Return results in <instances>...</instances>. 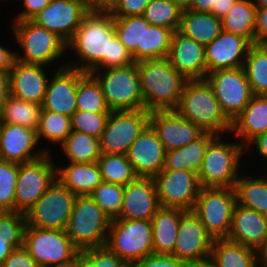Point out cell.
<instances>
[{
	"instance_id": "33",
	"label": "cell",
	"mask_w": 267,
	"mask_h": 267,
	"mask_svg": "<svg viewBox=\"0 0 267 267\" xmlns=\"http://www.w3.org/2000/svg\"><path fill=\"white\" fill-rule=\"evenodd\" d=\"M256 8L254 0H238L222 18V31L242 36L255 44Z\"/></svg>"
},
{
	"instance_id": "48",
	"label": "cell",
	"mask_w": 267,
	"mask_h": 267,
	"mask_svg": "<svg viewBox=\"0 0 267 267\" xmlns=\"http://www.w3.org/2000/svg\"><path fill=\"white\" fill-rule=\"evenodd\" d=\"M97 267H130V264L113 253L106 245L82 250Z\"/></svg>"
},
{
	"instance_id": "51",
	"label": "cell",
	"mask_w": 267,
	"mask_h": 267,
	"mask_svg": "<svg viewBox=\"0 0 267 267\" xmlns=\"http://www.w3.org/2000/svg\"><path fill=\"white\" fill-rule=\"evenodd\" d=\"M1 267H41L24 246L14 248Z\"/></svg>"
},
{
	"instance_id": "43",
	"label": "cell",
	"mask_w": 267,
	"mask_h": 267,
	"mask_svg": "<svg viewBox=\"0 0 267 267\" xmlns=\"http://www.w3.org/2000/svg\"><path fill=\"white\" fill-rule=\"evenodd\" d=\"M182 9L169 0H151L143 17L151 24L166 27L173 32L179 29Z\"/></svg>"
},
{
	"instance_id": "67",
	"label": "cell",
	"mask_w": 267,
	"mask_h": 267,
	"mask_svg": "<svg viewBox=\"0 0 267 267\" xmlns=\"http://www.w3.org/2000/svg\"><path fill=\"white\" fill-rule=\"evenodd\" d=\"M259 266H260V267H267V265H263V264H260Z\"/></svg>"
},
{
	"instance_id": "57",
	"label": "cell",
	"mask_w": 267,
	"mask_h": 267,
	"mask_svg": "<svg viewBox=\"0 0 267 267\" xmlns=\"http://www.w3.org/2000/svg\"><path fill=\"white\" fill-rule=\"evenodd\" d=\"M10 94L9 72H0V111Z\"/></svg>"
},
{
	"instance_id": "62",
	"label": "cell",
	"mask_w": 267,
	"mask_h": 267,
	"mask_svg": "<svg viewBox=\"0 0 267 267\" xmlns=\"http://www.w3.org/2000/svg\"><path fill=\"white\" fill-rule=\"evenodd\" d=\"M258 259L260 264L267 265V236L262 247L258 250Z\"/></svg>"
},
{
	"instance_id": "14",
	"label": "cell",
	"mask_w": 267,
	"mask_h": 267,
	"mask_svg": "<svg viewBox=\"0 0 267 267\" xmlns=\"http://www.w3.org/2000/svg\"><path fill=\"white\" fill-rule=\"evenodd\" d=\"M51 154L19 164V174L15 191V212H26L46 192L56 179V166Z\"/></svg>"
},
{
	"instance_id": "29",
	"label": "cell",
	"mask_w": 267,
	"mask_h": 267,
	"mask_svg": "<svg viewBox=\"0 0 267 267\" xmlns=\"http://www.w3.org/2000/svg\"><path fill=\"white\" fill-rule=\"evenodd\" d=\"M56 178L73 194L90 195L103 181L99 165L92 163H72L56 169Z\"/></svg>"
},
{
	"instance_id": "22",
	"label": "cell",
	"mask_w": 267,
	"mask_h": 267,
	"mask_svg": "<svg viewBox=\"0 0 267 267\" xmlns=\"http://www.w3.org/2000/svg\"><path fill=\"white\" fill-rule=\"evenodd\" d=\"M60 67L49 80L42 103L43 110L72 117L77 110L76 89L79 79L86 73L70 67Z\"/></svg>"
},
{
	"instance_id": "46",
	"label": "cell",
	"mask_w": 267,
	"mask_h": 267,
	"mask_svg": "<svg viewBox=\"0 0 267 267\" xmlns=\"http://www.w3.org/2000/svg\"><path fill=\"white\" fill-rule=\"evenodd\" d=\"M110 113L76 110L72 117V130L100 138Z\"/></svg>"
},
{
	"instance_id": "2",
	"label": "cell",
	"mask_w": 267,
	"mask_h": 267,
	"mask_svg": "<svg viewBox=\"0 0 267 267\" xmlns=\"http://www.w3.org/2000/svg\"><path fill=\"white\" fill-rule=\"evenodd\" d=\"M140 87L147 111L175 110L185 79L168 58L137 61Z\"/></svg>"
},
{
	"instance_id": "16",
	"label": "cell",
	"mask_w": 267,
	"mask_h": 267,
	"mask_svg": "<svg viewBox=\"0 0 267 267\" xmlns=\"http://www.w3.org/2000/svg\"><path fill=\"white\" fill-rule=\"evenodd\" d=\"M153 179L161 207L193 211L201 189L197 173L162 169Z\"/></svg>"
},
{
	"instance_id": "6",
	"label": "cell",
	"mask_w": 267,
	"mask_h": 267,
	"mask_svg": "<svg viewBox=\"0 0 267 267\" xmlns=\"http://www.w3.org/2000/svg\"><path fill=\"white\" fill-rule=\"evenodd\" d=\"M90 73L99 82L111 111L144 108L137 62L126 67L95 70Z\"/></svg>"
},
{
	"instance_id": "27",
	"label": "cell",
	"mask_w": 267,
	"mask_h": 267,
	"mask_svg": "<svg viewBox=\"0 0 267 267\" xmlns=\"http://www.w3.org/2000/svg\"><path fill=\"white\" fill-rule=\"evenodd\" d=\"M236 137L245 147L256 136L267 131V95H253L242 113L232 122ZM248 143V144H246Z\"/></svg>"
},
{
	"instance_id": "3",
	"label": "cell",
	"mask_w": 267,
	"mask_h": 267,
	"mask_svg": "<svg viewBox=\"0 0 267 267\" xmlns=\"http://www.w3.org/2000/svg\"><path fill=\"white\" fill-rule=\"evenodd\" d=\"M175 110L204 132L218 136L226 131L232 133V123L224 115L206 79L186 80Z\"/></svg>"
},
{
	"instance_id": "64",
	"label": "cell",
	"mask_w": 267,
	"mask_h": 267,
	"mask_svg": "<svg viewBox=\"0 0 267 267\" xmlns=\"http://www.w3.org/2000/svg\"><path fill=\"white\" fill-rule=\"evenodd\" d=\"M256 7H267V0H254Z\"/></svg>"
},
{
	"instance_id": "34",
	"label": "cell",
	"mask_w": 267,
	"mask_h": 267,
	"mask_svg": "<svg viewBox=\"0 0 267 267\" xmlns=\"http://www.w3.org/2000/svg\"><path fill=\"white\" fill-rule=\"evenodd\" d=\"M42 110V104L27 102L9 94L0 111V120L37 130Z\"/></svg>"
},
{
	"instance_id": "18",
	"label": "cell",
	"mask_w": 267,
	"mask_h": 267,
	"mask_svg": "<svg viewBox=\"0 0 267 267\" xmlns=\"http://www.w3.org/2000/svg\"><path fill=\"white\" fill-rule=\"evenodd\" d=\"M149 124L156 131L166 151L183 147L204 133L176 110L152 111Z\"/></svg>"
},
{
	"instance_id": "24",
	"label": "cell",
	"mask_w": 267,
	"mask_h": 267,
	"mask_svg": "<svg viewBox=\"0 0 267 267\" xmlns=\"http://www.w3.org/2000/svg\"><path fill=\"white\" fill-rule=\"evenodd\" d=\"M251 45L242 36L222 31L205 46L207 74L218 69L243 67Z\"/></svg>"
},
{
	"instance_id": "56",
	"label": "cell",
	"mask_w": 267,
	"mask_h": 267,
	"mask_svg": "<svg viewBox=\"0 0 267 267\" xmlns=\"http://www.w3.org/2000/svg\"><path fill=\"white\" fill-rule=\"evenodd\" d=\"M216 1L217 0H192L189 10L213 14V7H216Z\"/></svg>"
},
{
	"instance_id": "12",
	"label": "cell",
	"mask_w": 267,
	"mask_h": 267,
	"mask_svg": "<svg viewBox=\"0 0 267 267\" xmlns=\"http://www.w3.org/2000/svg\"><path fill=\"white\" fill-rule=\"evenodd\" d=\"M150 111H111L99 142L103 154H127L132 143L149 124Z\"/></svg>"
},
{
	"instance_id": "39",
	"label": "cell",
	"mask_w": 267,
	"mask_h": 267,
	"mask_svg": "<svg viewBox=\"0 0 267 267\" xmlns=\"http://www.w3.org/2000/svg\"><path fill=\"white\" fill-rule=\"evenodd\" d=\"M173 31L151 25L143 17L142 60L168 57Z\"/></svg>"
},
{
	"instance_id": "66",
	"label": "cell",
	"mask_w": 267,
	"mask_h": 267,
	"mask_svg": "<svg viewBox=\"0 0 267 267\" xmlns=\"http://www.w3.org/2000/svg\"><path fill=\"white\" fill-rule=\"evenodd\" d=\"M261 43L267 48V37Z\"/></svg>"
},
{
	"instance_id": "49",
	"label": "cell",
	"mask_w": 267,
	"mask_h": 267,
	"mask_svg": "<svg viewBox=\"0 0 267 267\" xmlns=\"http://www.w3.org/2000/svg\"><path fill=\"white\" fill-rule=\"evenodd\" d=\"M151 0H116L108 10L113 17L141 16Z\"/></svg>"
},
{
	"instance_id": "58",
	"label": "cell",
	"mask_w": 267,
	"mask_h": 267,
	"mask_svg": "<svg viewBox=\"0 0 267 267\" xmlns=\"http://www.w3.org/2000/svg\"><path fill=\"white\" fill-rule=\"evenodd\" d=\"M237 1L238 0H217L216 7H213V15L222 19Z\"/></svg>"
},
{
	"instance_id": "5",
	"label": "cell",
	"mask_w": 267,
	"mask_h": 267,
	"mask_svg": "<svg viewBox=\"0 0 267 267\" xmlns=\"http://www.w3.org/2000/svg\"><path fill=\"white\" fill-rule=\"evenodd\" d=\"M219 138L216 135L205 151L198 173L199 183L203 188H232L239 178L240 159L247 149L241 142H222Z\"/></svg>"
},
{
	"instance_id": "1",
	"label": "cell",
	"mask_w": 267,
	"mask_h": 267,
	"mask_svg": "<svg viewBox=\"0 0 267 267\" xmlns=\"http://www.w3.org/2000/svg\"><path fill=\"white\" fill-rule=\"evenodd\" d=\"M66 49L75 51L81 61L79 66L72 63L67 67L88 73L135 63L117 38L114 17L108 10H91L66 44Z\"/></svg>"
},
{
	"instance_id": "47",
	"label": "cell",
	"mask_w": 267,
	"mask_h": 267,
	"mask_svg": "<svg viewBox=\"0 0 267 267\" xmlns=\"http://www.w3.org/2000/svg\"><path fill=\"white\" fill-rule=\"evenodd\" d=\"M26 216L15 211H0V239H24Z\"/></svg>"
},
{
	"instance_id": "9",
	"label": "cell",
	"mask_w": 267,
	"mask_h": 267,
	"mask_svg": "<svg viewBox=\"0 0 267 267\" xmlns=\"http://www.w3.org/2000/svg\"><path fill=\"white\" fill-rule=\"evenodd\" d=\"M12 30L24 53L23 57L15 55L20 62L46 66L62 57L67 50L60 37L31 20L16 21Z\"/></svg>"
},
{
	"instance_id": "35",
	"label": "cell",
	"mask_w": 267,
	"mask_h": 267,
	"mask_svg": "<svg viewBox=\"0 0 267 267\" xmlns=\"http://www.w3.org/2000/svg\"><path fill=\"white\" fill-rule=\"evenodd\" d=\"M243 69L253 95H267V48L262 43L250 46Z\"/></svg>"
},
{
	"instance_id": "38",
	"label": "cell",
	"mask_w": 267,
	"mask_h": 267,
	"mask_svg": "<svg viewBox=\"0 0 267 267\" xmlns=\"http://www.w3.org/2000/svg\"><path fill=\"white\" fill-rule=\"evenodd\" d=\"M115 34L135 62L142 60L143 16L114 17Z\"/></svg>"
},
{
	"instance_id": "59",
	"label": "cell",
	"mask_w": 267,
	"mask_h": 267,
	"mask_svg": "<svg viewBox=\"0 0 267 267\" xmlns=\"http://www.w3.org/2000/svg\"><path fill=\"white\" fill-rule=\"evenodd\" d=\"M253 143L256 145L260 157H263L267 160V131L256 136L249 142V145Z\"/></svg>"
},
{
	"instance_id": "25",
	"label": "cell",
	"mask_w": 267,
	"mask_h": 267,
	"mask_svg": "<svg viewBox=\"0 0 267 267\" xmlns=\"http://www.w3.org/2000/svg\"><path fill=\"white\" fill-rule=\"evenodd\" d=\"M43 66L15 59L9 71L10 94L27 102L42 104L49 82Z\"/></svg>"
},
{
	"instance_id": "42",
	"label": "cell",
	"mask_w": 267,
	"mask_h": 267,
	"mask_svg": "<svg viewBox=\"0 0 267 267\" xmlns=\"http://www.w3.org/2000/svg\"><path fill=\"white\" fill-rule=\"evenodd\" d=\"M36 131L38 141L43 137L62 145L72 132L71 117L58 112L42 110Z\"/></svg>"
},
{
	"instance_id": "37",
	"label": "cell",
	"mask_w": 267,
	"mask_h": 267,
	"mask_svg": "<svg viewBox=\"0 0 267 267\" xmlns=\"http://www.w3.org/2000/svg\"><path fill=\"white\" fill-rule=\"evenodd\" d=\"M234 188L238 204L267 216L266 178L239 177Z\"/></svg>"
},
{
	"instance_id": "23",
	"label": "cell",
	"mask_w": 267,
	"mask_h": 267,
	"mask_svg": "<svg viewBox=\"0 0 267 267\" xmlns=\"http://www.w3.org/2000/svg\"><path fill=\"white\" fill-rule=\"evenodd\" d=\"M168 60L187 80L207 76L205 46L176 30L171 39Z\"/></svg>"
},
{
	"instance_id": "50",
	"label": "cell",
	"mask_w": 267,
	"mask_h": 267,
	"mask_svg": "<svg viewBox=\"0 0 267 267\" xmlns=\"http://www.w3.org/2000/svg\"><path fill=\"white\" fill-rule=\"evenodd\" d=\"M130 267H188L183 261L169 254H150L130 263Z\"/></svg>"
},
{
	"instance_id": "41",
	"label": "cell",
	"mask_w": 267,
	"mask_h": 267,
	"mask_svg": "<svg viewBox=\"0 0 267 267\" xmlns=\"http://www.w3.org/2000/svg\"><path fill=\"white\" fill-rule=\"evenodd\" d=\"M97 163L104 182L126 186L138 177L125 154L101 153Z\"/></svg>"
},
{
	"instance_id": "54",
	"label": "cell",
	"mask_w": 267,
	"mask_h": 267,
	"mask_svg": "<svg viewBox=\"0 0 267 267\" xmlns=\"http://www.w3.org/2000/svg\"><path fill=\"white\" fill-rule=\"evenodd\" d=\"M24 239H0V267L14 248L23 246Z\"/></svg>"
},
{
	"instance_id": "55",
	"label": "cell",
	"mask_w": 267,
	"mask_h": 267,
	"mask_svg": "<svg viewBox=\"0 0 267 267\" xmlns=\"http://www.w3.org/2000/svg\"><path fill=\"white\" fill-rule=\"evenodd\" d=\"M15 60V54L0 45V72H9Z\"/></svg>"
},
{
	"instance_id": "20",
	"label": "cell",
	"mask_w": 267,
	"mask_h": 267,
	"mask_svg": "<svg viewBox=\"0 0 267 267\" xmlns=\"http://www.w3.org/2000/svg\"><path fill=\"white\" fill-rule=\"evenodd\" d=\"M126 155L138 177L154 178L164 168L166 150L156 131L148 124Z\"/></svg>"
},
{
	"instance_id": "53",
	"label": "cell",
	"mask_w": 267,
	"mask_h": 267,
	"mask_svg": "<svg viewBox=\"0 0 267 267\" xmlns=\"http://www.w3.org/2000/svg\"><path fill=\"white\" fill-rule=\"evenodd\" d=\"M255 44L261 43L267 37V7L256 8Z\"/></svg>"
},
{
	"instance_id": "44",
	"label": "cell",
	"mask_w": 267,
	"mask_h": 267,
	"mask_svg": "<svg viewBox=\"0 0 267 267\" xmlns=\"http://www.w3.org/2000/svg\"><path fill=\"white\" fill-rule=\"evenodd\" d=\"M89 196L112 220L120 214L124 186L102 181Z\"/></svg>"
},
{
	"instance_id": "40",
	"label": "cell",
	"mask_w": 267,
	"mask_h": 267,
	"mask_svg": "<svg viewBox=\"0 0 267 267\" xmlns=\"http://www.w3.org/2000/svg\"><path fill=\"white\" fill-rule=\"evenodd\" d=\"M77 110L94 113H110L101 86L96 78L86 72L78 81L76 89Z\"/></svg>"
},
{
	"instance_id": "17",
	"label": "cell",
	"mask_w": 267,
	"mask_h": 267,
	"mask_svg": "<svg viewBox=\"0 0 267 267\" xmlns=\"http://www.w3.org/2000/svg\"><path fill=\"white\" fill-rule=\"evenodd\" d=\"M90 11L85 0H51L31 21L55 33L67 44Z\"/></svg>"
},
{
	"instance_id": "45",
	"label": "cell",
	"mask_w": 267,
	"mask_h": 267,
	"mask_svg": "<svg viewBox=\"0 0 267 267\" xmlns=\"http://www.w3.org/2000/svg\"><path fill=\"white\" fill-rule=\"evenodd\" d=\"M19 164L0 159V211H15Z\"/></svg>"
},
{
	"instance_id": "13",
	"label": "cell",
	"mask_w": 267,
	"mask_h": 267,
	"mask_svg": "<svg viewBox=\"0 0 267 267\" xmlns=\"http://www.w3.org/2000/svg\"><path fill=\"white\" fill-rule=\"evenodd\" d=\"M205 79L212 87L224 115L232 123L253 97L243 67L218 69L208 73Z\"/></svg>"
},
{
	"instance_id": "10",
	"label": "cell",
	"mask_w": 267,
	"mask_h": 267,
	"mask_svg": "<svg viewBox=\"0 0 267 267\" xmlns=\"http://www.w3.org/2000/svg\"><path fill=\"white\" fill-rule=\"evenodd\" d=\"M236 203L234 187H201L193 211L214 240L223 239L227 238L230 232Z\"/></svg>"
},
{
	"instance_id": "8",
	"label": "cell",
	"mask_w": 267,
	"mask_h": 267,
	"mask_svg": "<svg viewBox=\"0 0 267 267\" xmlns=\"http://www.w3.org/2000/svg\"><path fill=\"white\" fill-rule=\"evenodd\" d=\"M129 264L153 253L151 220H111L105 244Z\"/></svg>"
},
{
	"instance_id": "21",
	"label": "cell",
	"mask_w": 267,
	"mask_h": 267,
	"mask_svg": "<svg viewBox=\"0 0 267 267\" xmlns=\"http://www.w3.org/2000/svg\"><path fill=\"white\" fill-rule=\"evenodd\" d=\"M160 207L154 179L137 177L124 186L122 207L117 218L151 220Z\"/></svg>"
},
{
	"instance_id": "19",
	"label": "cell",
	"mask_w": 267,
	"mask_h": 267,
	"mask_svg": "<svg viewBox=\"0 0 267 267\" xmlns=\"http://www.w3.org/2000/svg\"><path fill=\"white\" fill-rule=\"evenodd\" d=\"M37 131L18 124L1 122L0 159L17 164L37 160L47 153L46 150H34L38 144ZM34 151V152H33Z\"/></svg>"
},
{
	"instance_id": "7",
	"label": "cell",
	"mask_w": 267,
	"mask_h": 267,
	"mask_svg": "<svg viewBox=\"0 0 267 267\" xmlns=\"http://www.w3.org/2000/svg\"><path fill=\"white\" fill-rule=\"evenodd\" d=\"M23 246L41 267H70L80 251L65 230L26 226Z\"/></svg>"
},
{
	"instance_id": "60",
	"label": "cell",
	"mask_w": 267,
	"mask_h": 267,
	"mask_svg": "<svg viewBox=\"0 0 267 267\" xmlns=\"http://www.w3.org/2000/svg\"><path fill=\"white\" fill-rule=\"evenodd\" d=\"M116 0H85L91 10H109Z\"/></svg>"
},
{
	"instance_id": "65",
	"label": "cell",
	"mask_w": 267,
	"mask_h": 267,
	"mask_svg": "<svg viewBox=\"0 0 267 267\" xmlns=\"http://www.w3.org/2000/svg\"><path fill=\"white\" fill-rule=\"evenodd\" d=\"M198 267H214L209 261L205 262L204 264H202L201 266Z\"/></svg>"
},
{
	"instance_id": "36",
	"label": "cell",
	"mask_w": 267,
	"mask_h": 267,
	"mask_svg": "<svg viewBox=\"0 0 267 267\" xmlns=\"http://www.w3.org/2000/svg\"><path fill=\"white\" fill-rule=\"evenodd\" d=\"M61 147L72 163H92L101 156L99 138L74 130Z\"/></svg>"
},
{
	"instance_id": "4",
	"label": "cell",
	"mask_w": 267,
	"mask_h": 267,
	"mask_svg": "<svg viewBox=\"0 0 267 267\" xmlns=\"http://www.w3.org/2000/svg\"><path fill=\"white\" fill-rule=\"evenodd\" d=\"M111 218L89 195L75 198L66 233L80 250L104 246L107 241Z\"/></svg>"
},
{
	"instance_id": "31",
	"label": "cell",
	"mask_w": 267,
	"mask_h": 267,
	"mask_svg": "<svg viewBox=\"0 0 267 267\" xmlns=\"http://www.w3.org/2000/svg\"><path fill=\"white\" fill-rule=\"evenodd\" d=\"M178 31L206 46L222 32V19L211 13L182 10Z\"/></svg>"
},
{
	"instance_id": "63",
	"label": "cell",
	"mask_w": 267,
	"mask_h": 267,
	"mask_svg": "<svg viewBox=\"0 0 267 267\" xmlns=\"http://www.w3.org/2000/svg\"><path fill=\"white\" fill-rule=\"evenodd\" d=\"M169 1H171L172 3L177 5L182 10L189 9V7L192 3V0H169Z\"/></svg>"
},
{
	"instance_id": "15",
	"label": "cell",
	"mask_w": 267,
	"mask_h": 267,
	"mask_svg": "<svg viewBox=\"0 0 267 267\" xmlns=\"http://www.w3.org/2000/svg\"><path fill=\"white\" fill-rule=\"evenodd\" d=\"M213 238L194 211H186L180 218L173 256L188 267H198L208 262Z\"/></svg>"
},
{
	"instance_id": "26",
	"label": "cell",
	"mask_w": 267,
	"mask_h": 267,
	"mask_svg": "<svg viewBox=\"0 0 267 267\" xmlns=\"http://www.w3.org/2000/svg\"><path fill=\"white\" fill-rule=\"evenodd\" d=\"M267 236V216L236 203L227 239L258 250Z\"/></svg>"
},
{
	"instance_id": "28",
	"label": "cell",
	"mask_w": 267,
	"mask_h": 267,
	"mask_svg": "<svg viewBox=\"0 0 267 267\" xmlns=\"http://www.w3.org/2000/svg\"><path fill=\"white\" fill-rule=\"evenodd\" d=\"M186 211L179 208L160 207L151 219L153 253L172 255L181 216Z\"/></svg>"
},
{
	"instance_id": "32",
	"label": "cell",
	"mask_w": 267,
	"mask_h": 267,
	"mask_svg": "<svg viewBox=\"0 0 267 267\" xmlns=\"http://www.w3.org/2000/svg\"><path fill=\"white\" fill-rule=\"evenodd\" d=\"M216 135L204 132L199 138L187 145L166 151L165 165L163 169L187 170L199 173L206 148Z\"/></svg>"
},
{
	"instance_id": "30",
	"label": "cell",
	"mask_w": 267,
	"mask_h": 267,
	"mask_svg": "<svg viewBox=\"0 0 267 267\" xmlns=\"http://www.w3.org/2000/svg\"><path fill=\"white\" fill-rule=\"evenodd\" d=\"M209 262L214 267H258L260 264L256 250L227 238L213 240Z\"/></svg>"
},
{
	"instance_id": "52",
	"label": "cell",
	"mask_w": 267,
	"mask_h": 267,
	"mask_svg": "<svg viewBox=\"0 0 267 267\" xmlns=\"http://www.w3.org/2000/svg\"><path fill=\"white\" fill-rule=\"evenodd\" d=\"M25 10L19 15L17 14L16 21L31 20L40 11L46 8L51 0H23Z\"/></svg>"
},
{
	"instance_id": "61",
	"label": "cell",
	"mask_w": 267,
	"mask_h": 267,
	"mask_svg": "<svg viewBox=\"0 0 267 267\" xmlns=\"http://www.w3.org/2000/svg\"><path fill=\"white\" fill-rule=\"evenodd\" d=\"M75 267H97L95 263L83 252L79 251L73 264Z\"/></svg>"
},
{
	"instance_id": "11",
	"label": "cell",
	"mask_w": 267,
	"mask_h": 267,
	"mask_svg": "<svg viewBox=\"0 0 267 267\" xmlns=\"http://www.w3.org/2000/svg\"><path fill=\"white\" fill-rule=\"evenodd\" d=\"M76 195L57 178L26 212L28 226L66 230Z\"/></svg>"
}]
</instances>
